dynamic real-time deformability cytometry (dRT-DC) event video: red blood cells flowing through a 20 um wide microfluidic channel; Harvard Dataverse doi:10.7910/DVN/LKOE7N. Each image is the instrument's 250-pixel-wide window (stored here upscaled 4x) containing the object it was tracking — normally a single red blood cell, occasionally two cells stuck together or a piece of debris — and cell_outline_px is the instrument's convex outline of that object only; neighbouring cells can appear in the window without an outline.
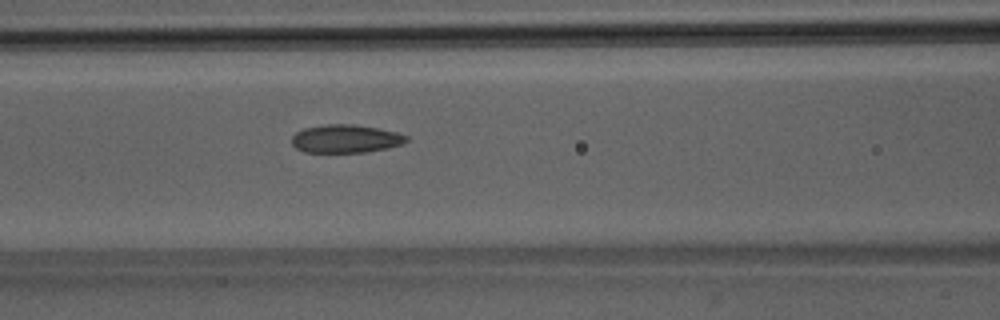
{"species": "Egyptian fruit bat (a non-hibernating species)", "species_latin": "Rousettus aegyptiacus", "temperature_condition": "room temperature", "stored_images_in_passage": 51, "camera_frame_rate_fps": 3000, "um_per_image_px": 0.085, "animal": {"sex": "male"}, "frame": {"image": 1, "passage_image": 22, "time_ms": 7.0, "image_size_px": [1000, 320], "cell_outline_px": [[408, 140], [400, 144], [388, 148], [364, 152], [304, 152], [296, 148], [292, 144], [292, 136], [296, 132], [304, 128], [328, 124], [356, 124], [396, 132], [408, 136]], "centroid_in_image_um": [29.36, 11.79], "position_along_channel_um": 137.2, "area_um2": 18.73}}
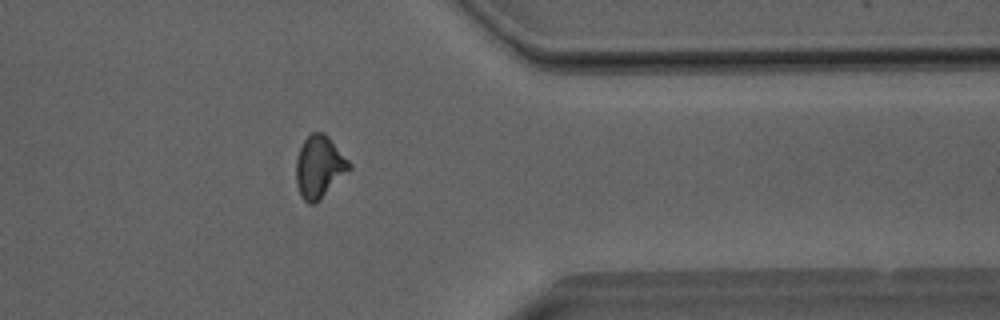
{"frame": {"image": 2, "passage_image": 41, "time_ms": 13.333, "image_size_px": [1000, 320], "cell_outline_px": [[352, 168], [316, 204], [308, 204], [300, 196], [296, 184], [296, 160], [300, 148], [304, 140], [312, 132], [324, 132], [328, 136], [352, 164]], "centroid_in_image_um": [27.14, 14.2], "position_along_channel_um": 384.3, "area_um2": 19.42}}
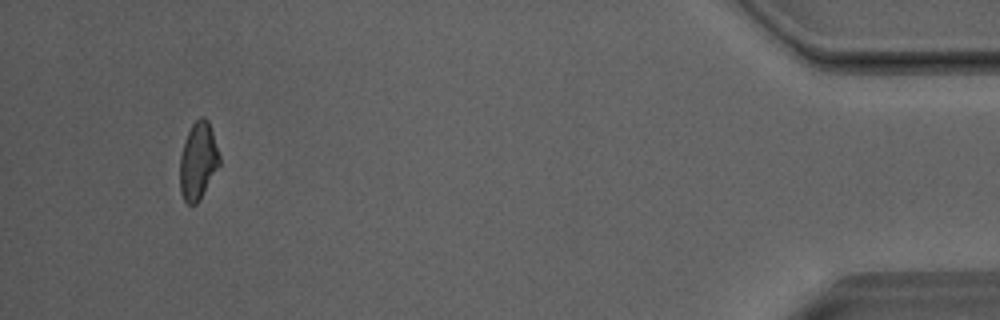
{"frame": {"image": 3, "passage_image": 48, "time_ms": 15.667, "image_size_px": [1000, 320], "cell_outline_px": [[220, 164], [200, 200], [196, 204], [188, 204], [184, 200], [180, 192], [180, 156], [184, 140], [192, 124], [200, 116], [204, 116], [208, 120], [220, 156]], "centroid_in_image_um": [16.83, 13.68], "position_along_channel_um": 418.4, "area_um2": 17.86}, "authors_computed_cell_mechanics": {"area_um2": 19.074, "velocity_mm_per_s": 4.083, "shape_relaxation_time_tau1_ms": null, "shape_relaxation_time_tau2_ms": 2.05, "deformation_change_tau1": null, "deformation_change_tau2": 0.0831}}